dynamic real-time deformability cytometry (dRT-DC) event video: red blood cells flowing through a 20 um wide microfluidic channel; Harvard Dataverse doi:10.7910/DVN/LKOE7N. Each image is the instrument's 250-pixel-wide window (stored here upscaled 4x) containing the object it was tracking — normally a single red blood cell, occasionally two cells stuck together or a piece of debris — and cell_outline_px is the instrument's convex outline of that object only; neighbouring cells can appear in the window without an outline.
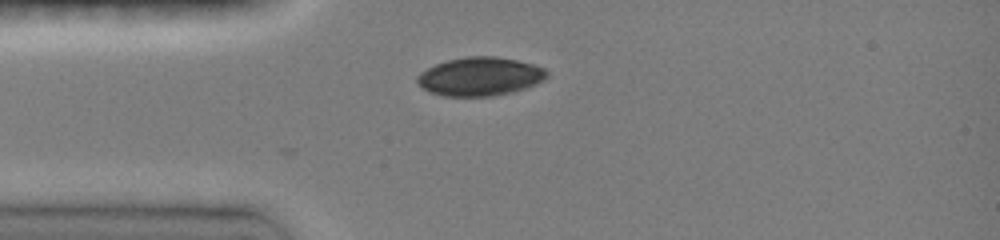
{"species": "common noctule bat (a hibernating species)", "species_latin": "Nyctalus noctula", "temperature_condition": "room temperature", "stored_images_in_passage": 46, "camera_frame_rate_fps": 3000, "um_per_image_px": 0.085, "animal": {"sex": "female", "body_mass_g": 19.0, "forearm_length_mm": 51.5}, "frame": {"image": 1, "passage_image": 1, "time_ms": 0.0, "image_size_px": [1000, 240], "cell_outline_px": [[548, 76], [544, 80], [536, 84], [512, 92], [492, 96], [444, 96], [428, 92], [416, 80], [416, 76], [420, 72], [436, 64], [448, 60], [468, 56], [496, 56], [516, 60], [532, 64], [544, 68], [548, 72]], "centroid_in_image_um": [40.8, 6.5], "position_along_channel_um": 44.2, "area_um2": 29.07}}
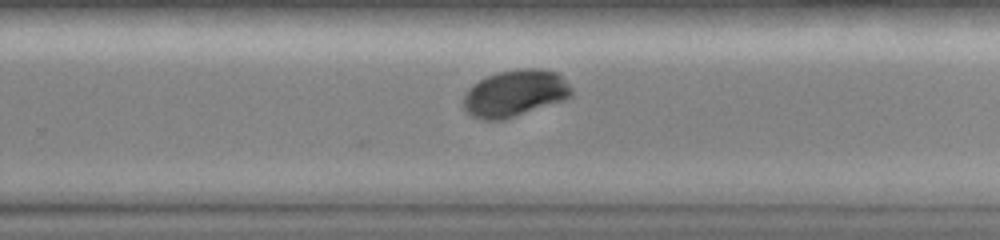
{"frame": {"image": 2, "passage_image": 27, "time_ms": 6.333, "image_size_px": [1000, 240], "cell_outline_px": [[572, 96], [564, 100], [504, 120], [484, 120], [472, 116], [460, 104], [468, 88], [472, 84], [496, 72], [516, 68], [540, 68], [556, 72], [572, 88]], "centroid_in_image_um": [43.74, 7.93], "position_along_channel_um": 286.1, "area_um2": 29.65}}
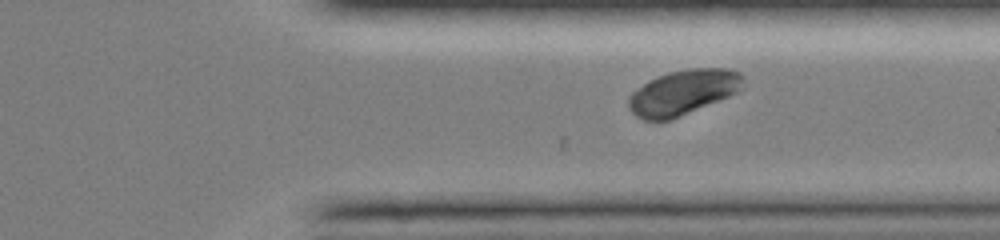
{"frame": {"image": 3, "passage_image": 36, "time_ms": 8.0, "image_size_px": [1000, 240], "cell_outline_px": [[744, 80], [740, 88], [736, 92], [728, 96], [668, 120], [644, 120], [636, 116], [628, 108], [628, 96], [632, 92], [648, 80], [656, 76], [668, 72], [688, 68], [728, 68], [740, 72], [744, 76]], "centroid_in_image_um": [58.03, 7.82], "position_along_channel_um": 353.4, "area_um2": 29.82}}